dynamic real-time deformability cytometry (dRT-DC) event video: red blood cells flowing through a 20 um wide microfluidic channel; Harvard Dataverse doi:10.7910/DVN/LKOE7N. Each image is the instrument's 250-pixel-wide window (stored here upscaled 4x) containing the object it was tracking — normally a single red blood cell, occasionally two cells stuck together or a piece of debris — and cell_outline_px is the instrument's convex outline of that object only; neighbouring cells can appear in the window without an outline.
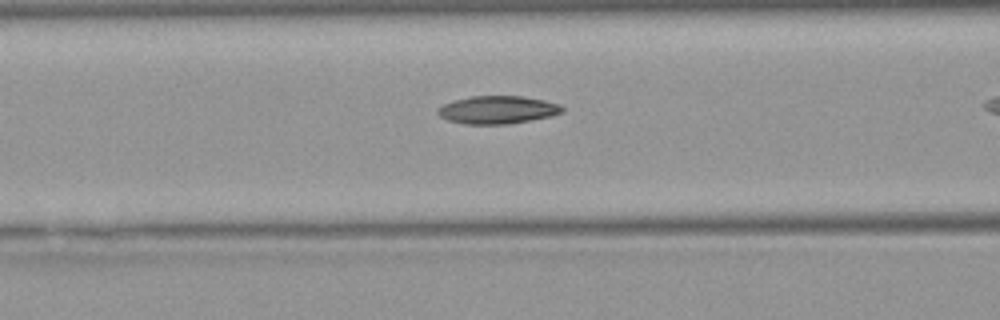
{"species": "Egyptian fruit bat (a non-hibernating species)", "species_latin": "Rousettus aegyptiacus", "temperature_condition": "warm", "stored_images_in_passage": 29, "camera_frame_rate_fps": 3000, "um_per_image_px": 0.085, "animal": {"sex": "female"}, "frame": {"image": 1, "passage_image": 13, "time_ms": 4.0, "image_size_px": [1000, 320], "cell_outline_px": [[564, 112], [552, 116], [508, 124], [464, 124], [448, 120], [440, 116], [436, 112], [436, 108], [452, 100], [472, 96], [524, 96], [544, 100], [560, 104], [564, 108]], "centroid_in_image_um": [42.29, 9.33], "position_along_channel_um": 124.3, "area_um2": 20.4}}
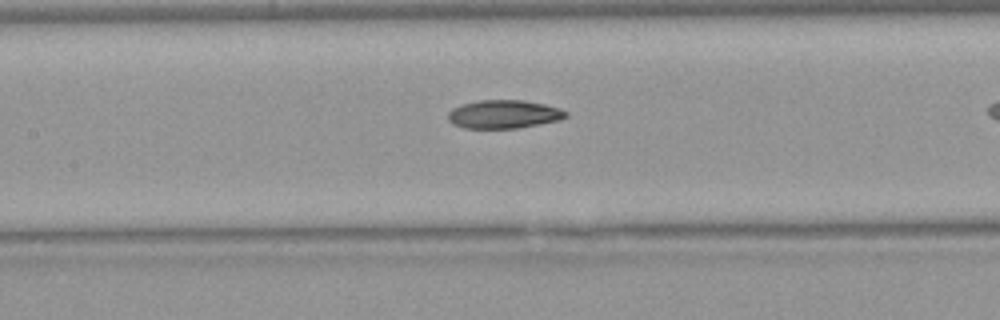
{"frame": {"image": 2, "passage_image": 16, "time_ms": 5.0, "image_size_px": [1000, 320], "cell_outline_px": [[568, 116], [560, 120], [520, 128], [464, 128], [452, 124], [448, 120], [448, 112], [452, 108], [460, 104], [480, 100], [524, 100], [544, 104], [560, 108], [568, 112]], "centroid_in_image_um": [42.82, 9.71], "position_along_channel_um": 164.6, "area_um2": 19.71}}
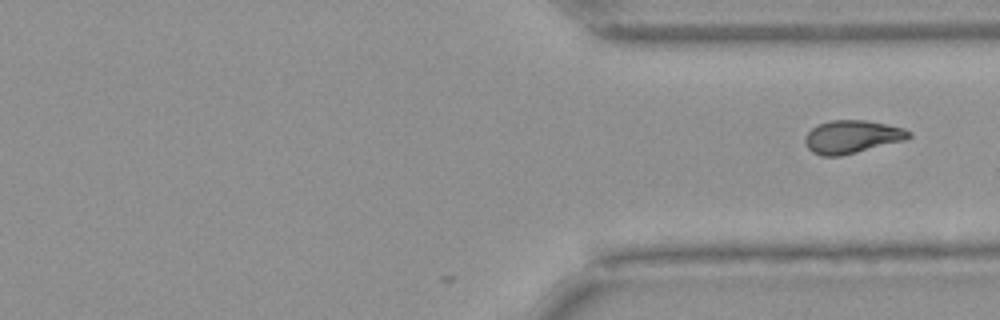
{"frame": {"image": 3, "passage_image": 29, "time_ms": 9.333, "image_size_px": [1000, 320], "cell_outline_px": [[912, 136], [904, 140], [840, 156], [820, 156], [812, 152], [808, 148], [804, 140], [804, 136], [816, 124], [832, 120], [864, 120], [904, 128], [912, 132]], "centroid_in_image_um": [72.38, 11.62], "position_along_channel_um": 339.0, "area_um2": 19.88}}